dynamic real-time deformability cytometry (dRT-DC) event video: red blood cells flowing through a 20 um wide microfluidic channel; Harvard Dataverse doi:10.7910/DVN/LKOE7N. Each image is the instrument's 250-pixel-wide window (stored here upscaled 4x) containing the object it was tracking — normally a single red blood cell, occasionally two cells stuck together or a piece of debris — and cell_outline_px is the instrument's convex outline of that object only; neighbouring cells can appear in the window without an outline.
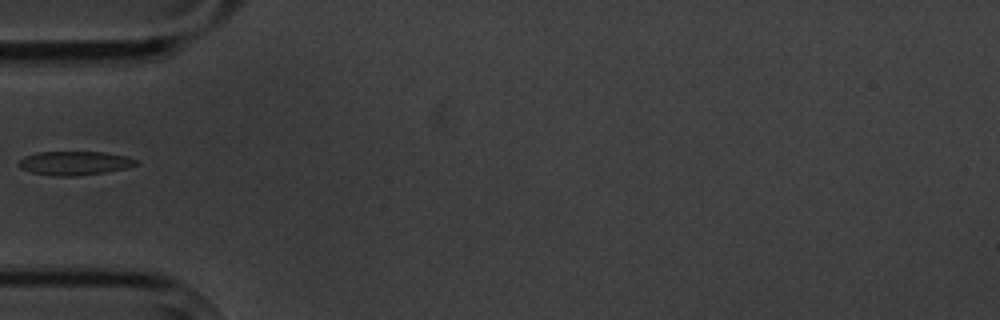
{"species": "common noctule bat (a hibernating species)", "species_latin": "Nyctalus noctula", "temperature_condition": "cold", "stored_images_in_passage": 15, "camera_frame_rate_fps": 3000, "um_per_image_px": 0.085, "animal": {"sex": "male", "body_mass_g": 20.1, "forearm_length_mm": 53.5}, "frame": {"image": 1, "passage_image": 5, "time_ms": 5.333, "image_size_px": [1000, 320], "cell_outline_px": [[140, 164], [124, 168], [104, 172], [76, 176], [56, 176], [32, 172], [20, 168], [16, 164], [24, 156], [36, 152], [104, 152], [128, 156], [140, 160]], "centroid_in_image_um": [6.36, 13.85], "position_along_channel_um": 78.6, "area_um2": 16.42}}
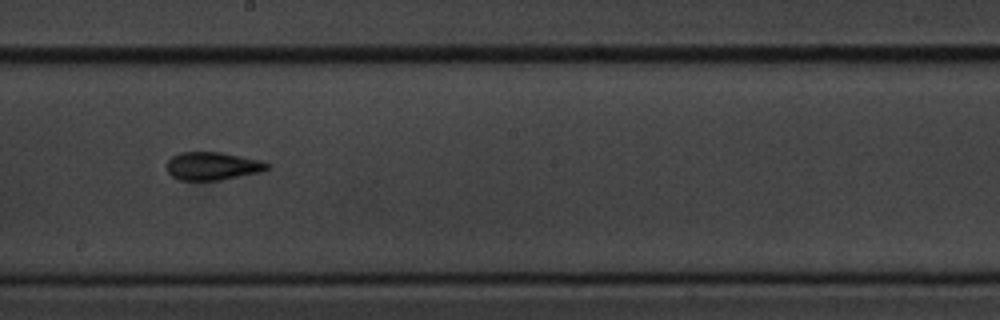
{"frame": {"image": 2, "passage_image": 9, "time_ms": 9.667, "image_size_px": [1000, 320], "cell_outline_px": [[272, 164], [268, 168], [260, 172], [220, 180], [180, 180], [172, 176], [168, 172], [168, 160], [172, 156], [180, 152], [220, 152], [264, 160]], "centroid_in_image_um": [18.11, 14.1], "position_along_channel_um": 230.1, "area_um2": 16.47}}
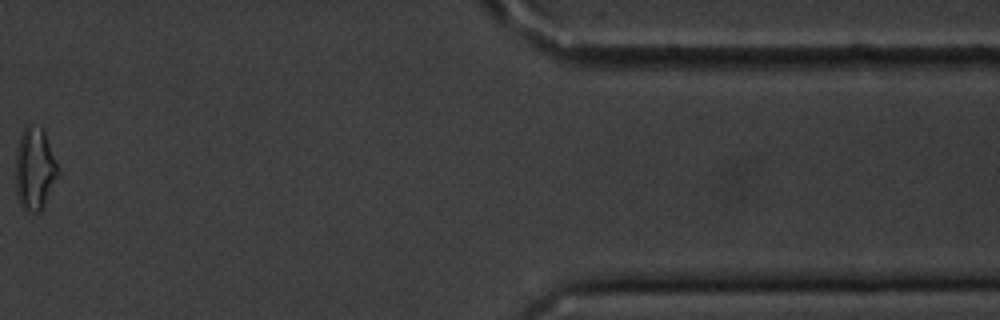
{"frame": {"image": 3, "passage_image": 14, "time_ms": 16.333, "image_size_px": [1000, 320], "cell_outline_px": [[60, 172], [40, 212], [28, 212], [20, 204], [16, 192], [16, 156], [20, 136], [24, 128], [28, 124], [40, 128], [44, 132], [60, 168]], "centroid_in_image_um": [2.96, 14.37], "position_along_channel_um": 408.4, "area_um2": 20.17}, "authors_computed_cell_mechanics": {"area_um2": 16.473, "velocity_mm_per_s": 3.4734, "shape_relaxation_time_tau1_ms": 6.233, "shape_relaxation_time_tau2_ms": 5.5409, "deformation_change_tau1": 0.153, "deformation_change_tau2": 0.1102}}